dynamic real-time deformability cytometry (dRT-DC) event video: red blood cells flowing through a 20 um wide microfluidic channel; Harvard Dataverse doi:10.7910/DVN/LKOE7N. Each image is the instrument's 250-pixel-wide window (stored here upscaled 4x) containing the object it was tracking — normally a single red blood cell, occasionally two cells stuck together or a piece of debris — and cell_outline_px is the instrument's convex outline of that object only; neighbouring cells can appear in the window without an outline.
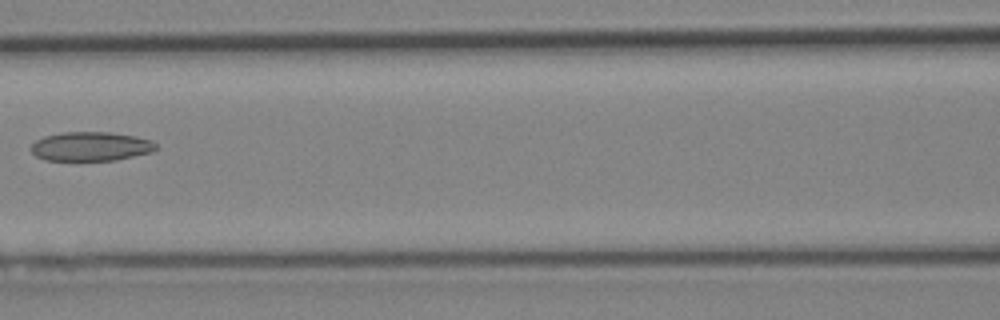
{"species": "Egyptian fruit bat (a non-hibernating species)", "species_latin": "Rousettus aegyptiacus", "temperature_condition": "cold", "stored_images_in_passage": 6, "camera_frame_rate_fps": 3000, "um_per_image_px": 0.085, "animal": {"sex": "female"}, "frame": {"image": 1, "passage_image": 6, "time_ms": 5.667, "image_size_px": [1000, 320], "cell_outline_px": [[156, 148], [152, 152], [116, 160], [44, 160], [36, 156], [32, 152], [32, 144], [36, 140], [44, 136], [60, 132], [108, 132], [136, 136], [152, 140], [156, 144]], "centroid_in_image_um": [7.72, 12.44], "position_along_channel_um": 158.9, "area_um2": 21.21}}